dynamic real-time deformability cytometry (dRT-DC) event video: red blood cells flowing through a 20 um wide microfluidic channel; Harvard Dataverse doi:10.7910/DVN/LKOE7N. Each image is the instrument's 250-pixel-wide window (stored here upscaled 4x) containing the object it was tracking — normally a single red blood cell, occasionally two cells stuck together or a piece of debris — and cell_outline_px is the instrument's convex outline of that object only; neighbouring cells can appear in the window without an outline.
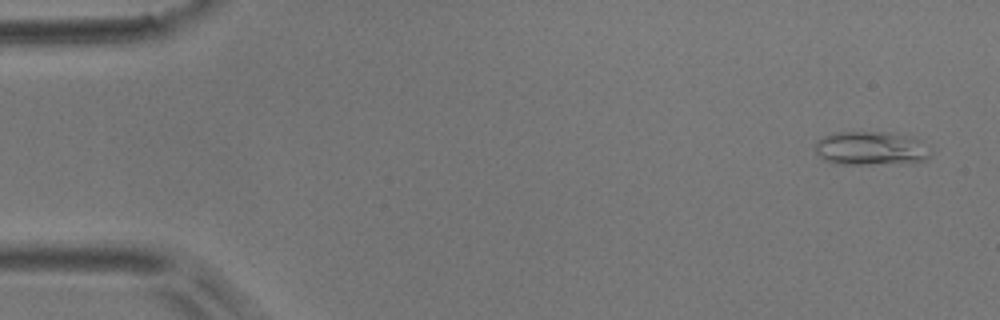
{"species": "common noctule bat (a hibernating species)", "species_latin": "Nyctalus noctula", "temperature_condition": "room temperature", "stored_images_in_passage": 6, "camera_frame_rate_fps": 3000, "um_per_image_px": 0.085, "animal": {"sex": "male", "body_mass_g": 17.9}, "frame": {"image": 1, "passage_image": 1, "time_ms": 0.0, "image_size_px": [1000, 320], "cell_outline_px": [[928, 160], [908, 164], [840, 164], [824, 160], [816, 152], [816, 140], [824, 136], [836, 132], [888, 132], [904, 136], [916, 140], [928, 156]], "centroid_in_image_um": [73.92, 12.63], "position_along_channel_um": 11.1, "area_um2": 22.25}}
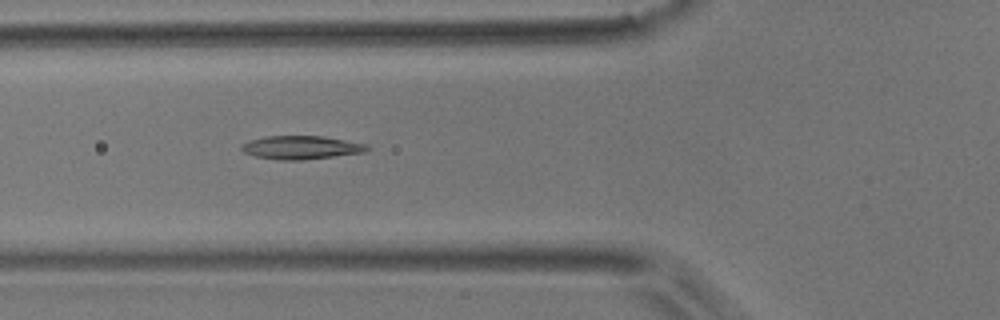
{"frame": {"image": 2, "passage_image": 6, "time_ms": 5.667, "image_size_px": [1000, 320], "cell_outline_px": [[368, 148], [364, 152], [300, 160], [280, 160], [256, 156], [244, 152], [240, 148], [240, 144], [248, 140], [264, 136], [324, 136], [368, 144]], "centroid_in_image_um": [25.54, 12.52], "position_along_channel_um": 100.3, "area_um2": 17.05}}